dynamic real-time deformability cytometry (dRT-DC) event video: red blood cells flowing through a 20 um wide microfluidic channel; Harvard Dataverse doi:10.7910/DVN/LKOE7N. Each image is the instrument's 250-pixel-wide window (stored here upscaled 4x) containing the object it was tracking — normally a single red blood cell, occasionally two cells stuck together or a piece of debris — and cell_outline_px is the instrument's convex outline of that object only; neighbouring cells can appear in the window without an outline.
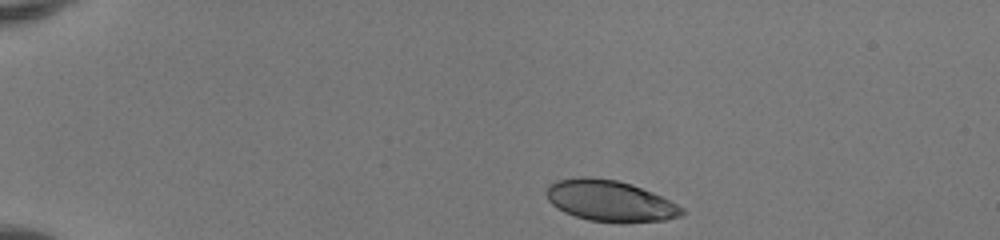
{"species": "human", "species_latin": "Homo sapiens", "temperature_condition": "room temperature", "stored_images_in_passage": 41, "camera_frame_rate_fps": 3000, "um_per_image_px": 0.085, "donor": {"sex": "female"}, "frame": {"image": 1, "passage_image": 1, "time_ms": 0.0, "image_size_px": [1000, 240], "cell_outline_px": [[684, 212], [680, 216], [664, 220], [624, 224], [620, 224], [588, 220], [564, 212], [556, 208], [548, 200], [544, 192], [548, 184], [556, 180], [580, 176], [592, 176], [616, 180], [632, 184], [652, 192], [684, 208]], "centroid_in_image_um": [51.8, 17.08], "position_along_channel_um": 33.2, "area_um2": 33.0}}
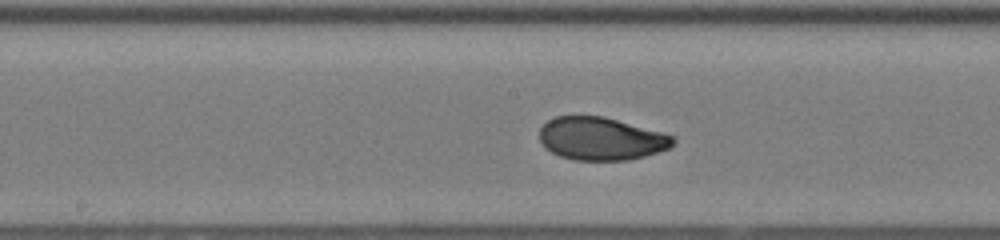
{"frame": {"image": 2, "passage_image": 19, "time_ms": 6.0, "image_size_px": [1000, 240], "cell_outline_px": [[676, 140], [668, 148], [644, 156], [628, 160], [576, 160], [560, 156], [544, 148], [540, 140], [540, 128], [548, 120], [556, 116], [604, 116], [676, 136]], "centroid_in_image_um": [51.08, 11.78], "position_along_channel_um": 197.1, "area_um2": 33.29}}
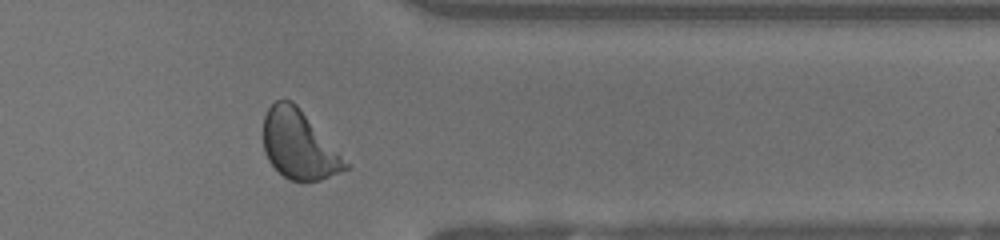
{"frame": {"image": 3, "passage_image": 33, "time_ms": 10.667, "image_size_px": [1000, 240], "cell_outline_px": [[348, 168], [320, 180], [288, 180], [268, 160], [264, 152], [264, 116], [268, 108], [276, 100], [292, 100], [296, 104], [348, 164]], "centroid_in_image_um": [25.35, 12.3], "position_along_channel_um": 386.0, "area_um2": 31.79}, "authors_computed_cell_mechanics": {"area_um2": 33.4084, "velocity_mm_per_s": 4.1269, "shape_relaxation_time_tau1_ms": 3.5499, "shape_relaxation_time_tau2_ms": 0.6553, "deformation_change_tau1": 0.1531, "deformation_change_tau2": 0.0489}}